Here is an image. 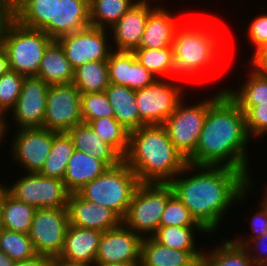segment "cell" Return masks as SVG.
<instances>
[{
  "label": "cell",
  "instance_id": "57",
  "mask_svg": "<svg viewBox=\"0 0 267 266\" xmlns=\"http://www.w3.org/2000/svg\"><path fill=\"white\" fill-rule=\"evenodd\" d=\"M264 191H262V195L265 197V199L267 200V187L264 185Z\"/></svg>",
  "mask_w": 267,
  "mask_h": 266
},
{
  "label": "cell",
  "instance_id": "16",
  "mask_svg": "<svg viewBox=\"0 0 267 266\" xmlns=\"http://www.w3.org/2000/svg\"><path fill=\"white\" fill-rule=\"evenodd\" d=\"M142 239L123 223L103 232L95 263H140Z\"/></svg>",
  "mask_w": 267,
  "mask_h": 266
},
{
  "label": "cell",
  "instance_id": "22",
  "mask_svg": "<svg viewBox=\"0 0 267 266\" xmlns=\"http://www.w3.org/2000/svg\"><path fill=\"white\" fill-rule=\"evenodd\" d=\"M165 4L157 5L148 16L143 37L138 48L173 47L176 29L182 24Z\"/></svg>",
  "mask_w": 267,
  "mask_h": 266
},
{
  "label": "cell",
  "instance_id": "15",
  "mask_svg": "<svg viewBox=\"0 0 267 266\" xmlns=\"http://www.w3.org/2000/svg\"><path fill=\"white\" fill-rule=\"evenodd\" d=\"M75 70L92 61H107L113 51L108 29L89 26L57 39Z\"/></svg>",
  "mask_w": 267,
  "mask_h": 266
},
{
  "label": "cell",
  "instance_id": "19",
  "mask_svg": "<svg viewBox=\"0 0 267 266\" xmlns=\"http://www.w3.org/2000/svg\"><path fill=\"white\" fill-rule=\"evenodd\" d=\"M102 233L69 225L63 250L56 260L66 265L93 266Z\"/></svg>",
  "mask_w": 267,
  "mask_h": 266
},
{
  "label": "cell",
  "instance_id": "50",
  "mask_svg": "<svg viewBox=\"0 0 267 266\" xmlns=\"http://www.w3.org/2000/svg\"><path fill=\"white\" fill-rule=\"evenodd\" d=\"M0 11H15L13 0H0Z\"/></svg>",
  "mask_w": 267,
  "mask_h": 266
},
{
  "label": "cell",
  "instance_id": "23",
  "mask_svg": "<svg viewBox=\"0 0 267 266\" xmlns=\"http://www.w3.org/2000/svg\"><path fill=\"white\" fill-rule=\"evenodd\" d=\"M204 250H178L166 247L153 237L141 242L139 266H190L196 259H202Z\"/></svg>",
  "mask_w": 267,
  "mask_h": 266
},
{
  "label": "cell",
  "instance_id": "49",
  "mask_svg": "<svg viewBox=\"0 0 267 266\" xmlns=\"http://www.w3.org/2000/svg\"><path fill=\"white\" fill-rule=\"evenodd\" d=\"M10 70L6 49L0 44V77Z\"/></svg>",
  "mask_w": 267,
  "mask_h": 266
},
{
  "label": "cell",
  "instance_id": "46",
  "mask_svg": "<svg viewBox=\"0 0 267 266\" xmlns=\"http://www.w3.org/2000/svg\"><path fill=\"white\" fill-rule=\"evenodd\" d=\"M251 55L248 64L260 72L267 73V43Z\"/></svg>",
  "mask_w": 267,
  "mask_h": 266
},
{
  "label": "cell",
  "instance_id": "8",
  "mask_svg": "<svg viewBox=\"0 0 267 266\" xmlns=\"http://www.w3.org/2000/svg\"><path fill=\"white\" fill-rule=\"evenodd\" d=\"M216 88L218 90L212 93L213 96L199 99L192 105L183 99L163 124L174 147L186 160L195 152L209 107L225 92Z\"/></svg>",
  "mask_w": 267,
  "mask_h": 266
},
{
  "label": "cell",
  "instance_id": "41",
  "mask_svg": "<svg viewBox=\"0 0 267 266\" xmlns=\"http://www.w3.org/2000/svg\"><path fill=\"white\" fill-rule=\"evenodd\" d=\"M165 226L202 227L174 194L167 200L161 215L160 227Z\"/></svg>",
  "mask_w": 267,
  "mask_h": 266
},
{
  "label": "cell",
  "instance_id": "31",
  "mask_svg": "<svg viewBox=\"0 0 267 266\" xmlns=\"http://www.w3.org/2000/svg\"><path fill=\"white\" fill-rule=\"evenodd\" d=\"M56 0H17L15 5V20L21 25L42 30L51 20H54Z\"/></svg>",
  "mask_w": 267,
  "mask_h": 266
},
{
  "label": "cell",
  "instance_id": "43",
  "mask_svg": "<svg viewBox=\"0 0 267 266\" xmlns=\"http://www.w3.org/2000/svg\"><path fill=\"white\" fill-rule=\"evenodd\" d=\"M261 199L257 204L258 208L256 212H253L252 217L250 220V229L249 231L252 234H247L242 236L238 235L233 236L231 240L235 243H237L240 246H245L250 240L258 238L259 236L263 235L267 232V200L263 195H260ZM259 209V210H258ZM235 237V238H234ZM242 237V238H241Z\"/></svg>",
  "mask_w": 267,
  "mask_h": 266
},
{
  "label": "cell",
  "instance_id": "2",
  "mask_svg": "<svg viewBox=\"0 0 267 266\" xmlns=\"http://www.w3.org/2000/svg\"><path fill=\"white\" fill-rule=\"evenodd\" d=\"M252 141L246 128L245 114L224 92L209 107L195 152L187 163L234 168L252 180V164L248 159Z\"/></svg>",
  "mask_w": 267,
  "mask_h": 266
},
{
  "label": "cell",
  "instance_id": "60",
  "mask_svg": "<svg viewBox=\"0 0 267 266\" xmlns=\"http://www.w3.org/2000/svg\"><path fill=\"white\" fill-rule=\"evenodd\" d=\"M145 1H150V2H154V3L157 2L156 0H145Z\"/></svg>",
  "mask_w": 267,
  "mask_h": 266
},
{
  "label": "cell",
  "instance_id": "9",
  "mask_svg": "<svg viewBox=\"0 0 267 266\" xmlns=\"http://www.w3.org/2000/svg\"><path fill=\"white\" fill-rule=\"evenodd\" d=\"M22 173L11 184H6L5 181L2 184L12 196L36 209L67 208L70 192L63 180L39 173Z\"/></svg>",
  "mask_w": 267,
  "mask_h": 266
},
{
  "label": "cell",
  "instance_id": "47",
  "mask_svg": "<svg viewBox=\"0 0 267 266\" xmlns=\"http://www.w3.org/2000/svg\"><path fill=\"white\" fill-rule=\"evenodd\" d=\"M52 262V258L37 254L30 259L16 261L13 266H51Z\"/></svg>",
  "mask_w": 267,
  "mask_h": 266
},
{
  "label": "cell",
  "instance_id": "42",
  "mask_svg": "<svg viewBox=\"0 0 267 266\" xmlns=\"http://www.w3.org/2000/svg\"><path fill=\"white\" fill-rule=\"evenodd\" d=\"M245 114L246 128L251 139L267 136V104L259 106H238Z\"/></svg>",
  "mask_w": 267,
  "mask_h": 266
},
{
  "label": "cell",
  "instance_id": "35",
  "mask_svg": "<svg viewBox=\"0 0 267 266\" xmlns=\"http://www.w3.org/2000/svg\"><path fill=\"white\" fill-rule=\"evenodd\" d=\"M73 84L81 94L105 91L110 84L107 62L92 61L76 68Z\"/></svg>",
  "mask_w": 267,
  "mask_h": 266
},
{
  "label": "cell",
  "instance_id": "45",
  "mask_svg": "<svg viewBox=\"0 0 267 266\" xmlns=\"http://www.w3.org/2000/svg\"><path fill=\"white\" fill-rule=\"evenodd\" d=\"M244 248L256 266H267V232L250 240Z\"/></svg>",
  "mask_w": 267,
  "mask_h": 266
},
{
  "label": "cell",
  "instance_id": "21",
  "mask_svg": "<svg viewBox=\"0 0 267 266\" xmlns=\"http://www.w3.org/2000/svg\"><path fill=\"white\" fill-rule=\"evenodd\" d=\"M90 24L89 3L85 0H56L54 20L42 30L53 40L81 31Z\"/></svg>",
  "mask_w": 267,
  "mask_h": 266
},
{
  "label": "cell",
  "instance_id": "40",
  "mask_svg": "<svg viewBox=\"0 0 267 266\" xmlns=\"http://www.w3.org/2000/svg\"><path fill=\"white\" fill-rule=\"evenodd\" d=\"M81 114L83 123L114 117L105 91L81 94Z\"/></svg>",
  "mask_w": 267,
  "mask_h": 266
},
{
  "label": "cell",
  "instance_id": "53",
  "mask_svg": "<svg viewBox=\"0 0 267 266\" xmlns=\"http://www.w3.org/2000/svg\"><path fill=\"white\" fill-rule=\"evenodd\" d=\"M4 141L8 142L6 139V129L4 123H0V148L3 147L2 145H4Z\"/></svg>",
  "mask_w": 267,
  "mask_h": 266
},
{
  "label": "cell",
  "instance_id": "51",
  "mask_svg": "<svg viewBox=\"0 0 267 266\" xmlns=\"http://www.w3.org/2000/svg\"><path fill=\"white\" fill-rule=\"evenodd\" d=\"M14 263L15 261L0 249V266H13Z\"/></svg>",
  "mask_w": 267,
  "mask_h": 266
},
{
  "label": "cell",
  "instance_id": "11",
  "mask_svg": "<svg viewBox=\"0 0 267 266\" xmlns=\"http://www.w3.org/2000/svg\"><path fill=\"white\" fill-rule=\"evenodd\" d=\"M10 135L8 136V132ZM14 131V132H12ZM12 132V134H11ZM58 132L44 128L10 129L6 130V137L10 138V158L20 171L25 173H39L50 153L54 136Z\"/></svg>",
  "mask_w": 267,
  "mask_h": 266
},
{
  "label": "cell",
  "instance_id": "52",
  "mask_svg": "<svg viewBox=\"0 0 267 266\" xmlns=\"http://www.w3.org/2000/svg\"><path fill=\"white\" fill-rule=\"evenodd\" d=\"M140 263H95L93 266H139Z\"/></svg>",
  "mask_w": 267,
  "mask_h": 266
},
{
  "label": "cell",
  "instance_id": "20",
  "mask_svg": "<svg viewBox=\"0 0 267 266\" xmlns=\"http://www.w3.org/2000/svg\"><path fill=\"white\" fill-rule=\"evenodd\" d=\"M106 62L110 84L138 90L151 85L157 79L138 62L133 52L113 50Z\"/></svg>",
  "mask_w": 267,
  "mask_h": 266
},
{
  "label": "cell",
  "instance_id": "33",
  "mask_svg": "<svg viewBox=\"0 0 267 266\" xmlns=\"http://www.w3.org/2000/svg\"><path fill=\"white\" fill-rule=\"evenodd\" d=\"M75 147L67 132L57 133L54 136L50 153L39 172L40 175L63 180L67 164Z\"/></svg>",
  "mask_w": 267,
  "mask_h": 266
},
{
  "label": "cell",
  "instance_id": "39",
  "mask_svg": "<svg viewBox=\"0 0 267 266\" xmlns=\"http://www.w3.org/2000/svg\"><path fill=\"white\" fill-rule=\"evenodd\" d=\"M25 76L9 70L0 77V115L5 118L16 105Z\"/></svg>",
  "mask_w": 267,
  "mask_h": 266
},
{
  "label": "cell",
  "instance_id": "10",
  "mask_svg": "<svg viewBox=\"0 0 267 266\" xmlns=\"http://www.w3.org/2000/svg\"><path fill=\"white\" fill-rule=\"evenodd\" d=\"M172 81L169 78L156 79L151 85L135 90L140 119L146 125H163L186 97L184 85Z\"/></svg>",
  "mask_w": 267,
  "mask_h": 266
},
{
  "label": "cell",
  "instance_id": "61",
  "mask_svg": "<svg viewBox=\"0 0 267 266\" xmlns=\"http://www.w3.org/2000/svg\"><path fill=\"white\" fill-rule=\"evenodd\" d=\"M85 1L88 2V3L90 4L92 0H85Z\"/></svg>",
  "mask_w": 267,
  "mask_h": 266
},
{
  "label": "cell",
  "instance_id": "34",
  "mask_svg": "<svg viewBox=\"0 0 267 266\" xmlns=\"http://www.w3.org/2000/svg\"><path fill=\"white\" fill-rule=\"evenodd\" d=\"M138 62L151 72L157 79L174 78L173 47L137 48L133 51Z\"/></svg>",
  "mask_w": 267,
  "mask_h": 266
},
{
  "label": "cell",
  "instance_id": "55",
  "mask_svg": "<svg viewBox=\"0 0 267 266\" xmlns=\"http://www.w3.org/2000/svg\"><path fill=\"white\" fill-rule=\"evenodd\" d=\"M51 266H78V265H66V264L58 262L57 260H53Z\"/></svg>",
  "mask_w": 267,
  "mask_h": 266
},
{
  "label": "cell",
  "instance_id": "30",
  "mask_svg": "<svg viewBox=\"0 0 267 266\" xmlns=\"http://www.w3.org/2000/svg\"><path fill=\"white\" fill-rule=\"evenodd\" d=\"M225 239L204 249L202 266H256L243 246Z\"/></svg>",
  "mask_w": 267,
  "mask_h": 266
},
{
  "label": "cell",
  "instance_id": "44",
  "mask_svg": "<svg viewBox=\"0 0 267 266\" xmlns=\"http://www.w3.org/2000/svg\"><path fill=\"white\" fill-rule=\"evenodd\" d=\"M247 37L249 44L252 45L253 54L261 48L264 44L267 43V13L263 12V14H256V17L252 20L250 24L247 26Z\"/></svg>",
  "mask_w": 267,
  "mask_h": 266
},
{
  "label": "cell",
  "instance_id": "28",
  "mask_svg": "<svg viewBox=\"0 0 267 266\" xmlns=\"http://www.w3.org/2000/svg\"><path fill=\"white\" fill-rule=\"evenodd\" d=\"M247 79L236 87H222L238 106H259L267 104V73L248 66ZM250 71V72H249Z\"/></svg>",
  "mask_w": 267,
  "mask_h": 266
},
{
  "label": "cell",
  "instance_id": "59",
  "mask_svg": "<svg viewBox=\"0 0 267 266\" xmlns=\"http://www.w3.org/2000/svg\"><path fill=\"white\" fill-rule=\"evenodd\" d=\"M0 123H4V118L0 115Z\"/></svg>",
  "mask_w": 267,
  "mask_h": 266
},
{
  "label": "cell",
  "instance_id": "6",
  "mask_svg": "<svg viewBox=\"0 0 267 266\" xmlns=\"http://www.w3.org/2000/svg\"><path fill=\"white\" fill-rule=\"evenodd\" d=\"M173 194L169 183H139L122 223L142 238L152 237L160 227L161 215Z\"/></svg>",
  "mask_w": 267,
  "mask_h": 266
},
{
  "label": "cell",
  "instance_id": "37",
  "mask_svg": "<svg viewBox=\"0 0 267 266\" xmlns=\"http://www.w3.org/2000/svg\"><path fill=\"white\" fill-rule=\"evenodd\" d=\"M102 141L108 143L123 159L129 148L130 132L114 117L99 118L87 122Z\"/></svg>",
  "mask_w": 267,
  "mask_h": 266
},
{
  "label": "cell",
  "instance_id": "58",
  "mask_svg": "<svg viewBox=\"0 0 267 266\" xmlns=\"http://www.w3.org/2000/svg\"><path fill=\"white\" fill-rule=\"evenodd\" d=\"M135 4H138V3H142L144 2L145 0H132Z\"/></svg>",
  "mask_w": 267,
  "mask_h": 266
},
{
  "label": "cell",
  "instance_id": "56",
  "mask_svg": "<svg viewBox=\"0 0 267 266\" xmlns=\"http://www.w3.org/2000/svg\"><path fill=\"white\" fill-rule=\"evenodd\" d=\"M190 266H202V259H196Z\"/></svg>",
  "mask_w": 267,
  "mask_h": 266
},
{
  "label": "cell",
  "instance_id": "27",
  "mask_svg": "<svg viewBox=\"0 0 267 266\" xmlns=\"http://www.w3.org/2000/svg\"><path fill=\"white\" fill-rule=\"evenodd\" d=\"M37 77L49 86L73 83L74 69L57 40H53L44 51Z\"/></svg>",
  "mask_w": 267,
  "mask_h": 266
},
{
  "label": "cell",
  "instance_id": "32",
  "mask_svg": "<svg viewBox=\"0 0 267 266\" xmlns=\"http://www.w3.org/2000/svg\"><path fill=\"white\" fill-rule=\"evenodd\" d=\"M197 232L204 234V237L211 236L203 227L165 226L159 227L152 237L161 245L172 249L204 250L205 245L204 248L197 246Z\"/></svg>",
  "mask_w": 267,
  "mask_h": 266
},
{
  "label": "cell",
  "instance_id": "54",
  "mask_svg": "<svg viewBox=\"0 0 267 266\" xmlns=\"http://www.w3.org/2000/svg\"><path fill=\"white\" fill-rule=\"evenodd\" d=\"M0 234L4 229L3 216H2V182H0Z\"/></svg>",
  "mask_w": 267,
  "mask_h": 266
},
{
  "label": "cell",
  "instance_id": "29",
  "mask_svg": "<svg viewBox=\"0 0 267 266\" xmlns=\"http://www.w3.org/2000/svg\"><path fill=\"white\" fill-rule=\"evenodd\" d=\"M36 208L12 196L2 185V216L5 229L28 234Z\"/></svg>",
  "mask_w": 267,
  "mask_h": 266
},
{
  "label": "cell",
  "instance_id": "3",
  "mask_svg": "<svg viewBox=\"0 0 267 266\" xmlns=\"http://www.w3.org/2000/svg\"><path fill=\"white\" fill-rule=\"evenodd\" d=\"M123 160L139 183H170L188 164L163 125H145L131 131Z\"/></svg>",
  "mask_w": 267,
  "mask_h": 266
},
{
  "label": "cell",
  "instance_id": "13",
  "mask_svg": "<svg viewBox=\"0 0 267 266\" xmlns=\"http://www.w3.org/2000/svg\"><path fill=\"white\" fill-rule=\"evenodd\" d=\"M81 123V93L77 87L73 83L49 86L43 128L61 133Z\"/></svg>",
  "mask_w": 267,
  "mask_h": 266
},
{
  "label": "cell",
  "instance_id": "7",
  "mask_svg": "<svg viewBox=\"0 0 267 266\" xmlns=\"http://www.w3.org/2000/svg\"><path fill=\"white\" fill-rule=\"evenodd\" d=\"M52 41L43 30L23 26L14 20L2 43L10 70L24 76H37L44 51Z\"/></svg>",
  "mask_w": 267,
  "mask_h": 266
},
{
  "label": "cell",
  "instance_id": "24",
  "mask_svg": "<svg viewBox=\"0 0 267 266\" xmlns=\"http://www.w3.org/2000/svg\"><path fill=\"white\" fill-rule=\"evenodd\" d=\"M109 167L96 157L74 150L68 161L63 182L70 193L78 192L84 185L93 181Z\"/></svg>",
  "mask_w": 267,
  "mask_h": 266
},
{
  "label": "cell",
  "instance_id": "18",
  "mask_svg": "<svg viewBox=\"0 0 267 266\" xmlns=\"http://www.w3.org/2000/svg\"><path fill=\"white\" fill-rule=\"evenodd\" d=\"M69 225L105 232L122 224V218L112 209L70 193L67 202Z\"/></svg>",
  "mask_w": 267,
  "mask_h": 266
},
{
  "label": "cell",
  "instance_id": "25",
  "mask_svg": "<svg viewBox=\"0 0 267 266\" xmlns=\"http://www.w3.org/2000/svg\"><path fill=\"white\" fill-rule=\"evenodd\" d=\"M75 150L90 154L103 161L108 167L117 166L123 158L86 123L74 126L67 132Z\"/></svg>",
  "mask_w": 267,
  "mask_h": 266
},
{
  "label": "cell",
  "instance_id": "17",
  "mask_svg": "<svg viewBox=\"0 0 267 266\" xmlns=\"http://www.w3.org/2000/svg\"><path fill=\"white\" fill-rule=\"evenodd\" d=\"M150 1L134 4L110 29L115 51L133 52L139 47L149 13L157 6Z\"/></svg>",
  "mask_w": 267,
  "mask_h": 266
},
{
  "label": "cell",
  "instance_id": "26",
  "mask_svg": "<svg viewBox=\"0 0 267 266\" xmlns=\"http://www.w3.org/2000/svg\"><path fill=\"white\" fill-rule=\"evenodd\" d=\"M105 93L113 109L114 118L129 132L146 125L140 119L135 90L123 85L109 84Z\"/></svg>",
  "mask_w": 267,
  "mask_h": 266
},
{
  "label": "cell",
  "instance_id": "38",
  "mask_svg": "<svg viewBox=\"0 0 267 266\" xmlns=\"http://www.w3.org/2000/svg\"><path fill=\"white\" fill-rule=\"evenodd\" d=\"M0 249L15 262L37 255L28 234L5 228L0 234Z\"/></svg>",
  "mask_w": 267,
  "mask_h": 266
},
{
  "label": "cell",
  "instance_id": "5",
  "mask_svg": "<svg viewBox=\"0 0 267 266\" xmlns=\"http://www.w3.org/2000/svg\"><path fill=\"white\" fill-rule=\"evenodd\" d=\"M138 184L136 174L123 160L117 166L109 167L77 193L90 202L112 209L123 219Z\"/></svg>",
  "mask_w": 267,
  "mask_h": 266
},
{
  "label": "cell",
  "instance_id": "36",
  "mask_svg": "<svg viewBox=\"0 0 267 266\" xmlns=\"http://www.w3.org/2000/svg\"><path fill=\"white\" fill-rule=\"evenodd\" d=\"M134 4L132 0H92L89 4L90 24L110 29Z\"/></svg>",
  "mask_w": 267,
  "mask_h": 266
},
{
  "label": "cell",
  "instance_id": "48",
  "mask_svg": "<svg viewBox=\"0 0 267 266\" xmlns=\"http://www.w3.org/2000/svg\"><path fill=\"white\" fill-rule=\"evenodd\" d=\"M14 20L15 11H0V44L3 43L6 32Z\"/></svg>",
  "mask_w": 267,
  "mask_h": 266
},
{
  "label": "cell",
  "instance_id": "4",
  "mask_svg": "<svg viewBox=\"0 0 267 266\" xmlns=\"http://www.w3.org/2000/svg\"><path fill=\"white\" fill-rule=\"evenodd\" d=\"M202 19L203 21H200ZM193 20L195 22L189 20L184 24L182 23L183 26L180 25L174 35L173 55L175 76L180 77L181 75L182 77L184 75L185 77H194L197 74V76L201 74V77L206 70H214L213 68L216 70V64L218 66L221 64L219 63L222 59L220 57L225 52L222 47L225 40L216 31V27L213 26L212 22L207 23V19L204 21L205 18L202 17L199 18L200 22L198 19L195 20L193 18ZM209 23L210 25L212 24L214 29ZM221 42L223 43L221 44Z\"/></svg>",
  "mask_w": 267,
  "mask_h": 266
},
{
  "label": "cell",
  "instance_id": "12",
  "mask_svg": "<svg viewBox=\"0 0 267 266\" xmlns=\"http://www.w3.org/2000/svg\"><path fill=\"white\" fill-rule=\"evenodd\" d=\"M68 227L67 208L36 209L28 233L36 254L56 260L63 250Z\"/></svg>",
  "mask_w": 267,
  "mask_h": 266
},
{
  "label": "cell",
  "instance_id": "14",
  "mask_svg": "<svg viewBox=\"0 0 267 266\" xmlns=\"http://www.w3.org/2000/svg\"><path fill=\"white\" fill-rule=\"evenodd\" d=\"M48 88L42 78L25 76L16 105L4 118L5 129L9 130L13 124L14 129L43 128Z\"/></svg>",
  "mask_w": 267,
  "mask_h": 266
},
{
  "label": "cell",
  "instance_id": "1",
  "mask_svg": "<svg viewBox=\"0 0 267 266\" xmlns=\"http://www.w3.org/2000/svg\"><path fill=\"white\" fill-rule=\"evenodd\" d=\"M254 179L256 182L255 176L251 180L243 171L230 167L187 164L169 184L195 221L212 237L230 208L249 198L257 186Z\"/></svg>",
  "mask_w": 267,
  "mask_h": 266
}]
</instances>
